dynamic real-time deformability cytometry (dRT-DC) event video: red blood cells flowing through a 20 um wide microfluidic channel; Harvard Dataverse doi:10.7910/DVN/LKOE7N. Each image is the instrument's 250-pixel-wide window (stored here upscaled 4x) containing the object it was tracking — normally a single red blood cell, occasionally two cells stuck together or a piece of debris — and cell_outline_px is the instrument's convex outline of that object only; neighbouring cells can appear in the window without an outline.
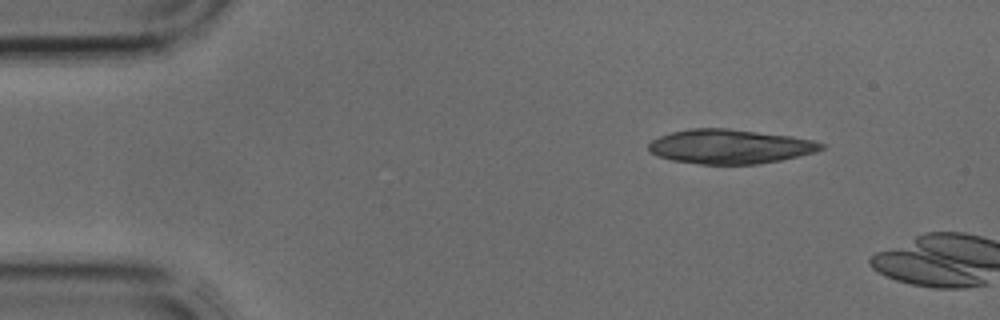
{"species": "common noctule bat (a hibernating species)", "species_latin": "Nyctalus noctula", "temperature_condition": "cold", "stored_images_in_passage": 3, "camera_frame_rate_fps": 3000, "um_per_image_px": 0.085, "animal": {"sex": "male", "body_mass_g": 17.9, "forearm_length_mm": 54.2}, "frame": {"image": 1, "passage_image": 1, "time_ms": 0.0, "image_size_px": [1000, 320], "cell_outline_px": [[824, 148], [816, 152], [780, 160], [756, 164], [700, 164], [672, 160], [656, 156], [648, 148], [648, 144], [652, 140], [660, 136], [672, 132], [692, 128], [728, 128], [792, 136], [812, 140], [824, 144]], "centroid_in_image_um": [62.04, 12.45], "position_along_channel_um": 23.0, "area_um2": 34.45}}